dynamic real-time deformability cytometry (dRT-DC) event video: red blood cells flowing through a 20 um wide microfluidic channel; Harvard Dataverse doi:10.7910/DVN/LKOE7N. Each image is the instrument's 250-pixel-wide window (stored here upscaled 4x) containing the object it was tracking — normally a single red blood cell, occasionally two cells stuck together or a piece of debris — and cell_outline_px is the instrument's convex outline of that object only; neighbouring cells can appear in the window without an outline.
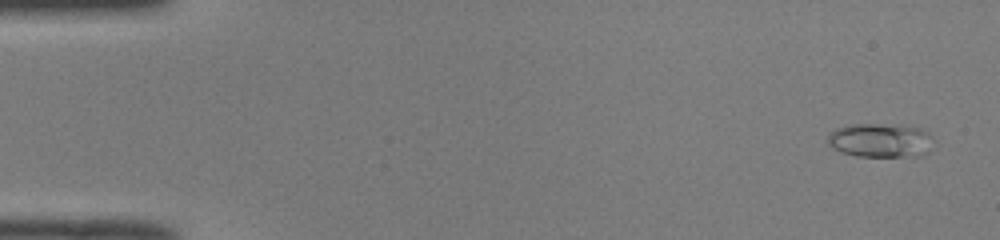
{"species": "common noctule bat (a hibernating species)", "species_latin": "Nyctalus noctula", "temperature_condition": "room temperature", "stored_images_in_passage": 41, "camera_frame_rate_fps": 3000, "um_per_image_px": 0.085, "animal": {"sex": "male", "body_mass_g": 19.0, "forearm_length_mm": 50.8}, "frame": {"image": 1, "passage_image": 2, "time_ms": 0.333, "image_size_px": [1000, 240], "cell_outline_px": [[936, 140], [928, 152], [924, 156], [856, 156], [840, 152], [832, 148], [828, 144], [828, 136], [836, 128], [852, 124], [876, 124], [920, 128], [928, 132]], "centroid_in_image_um": [74.87, 11.95], "position_along_channel_um": 10.1, "area_um2": 21.1}}
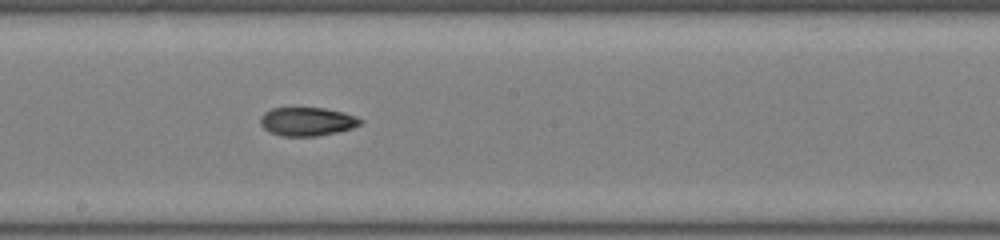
{"frame": {"image": 2, "passage_image": 28, "time_ms": 9.0, "image_size_px": [1000, 240], "cell_outline_px": [[364, 120], [360, 124], [352, 128], [336, 132], [316, 136], [280, 136], [264, 128], [260, 124], [260, 116], [264, 112], [272, 108], [324, 108], [344, 112], [356, 116]], "centroid_in_image_um": [26.11, 10.32], "position_along_channel_um": 222.1, "area_um2": 16.65}}
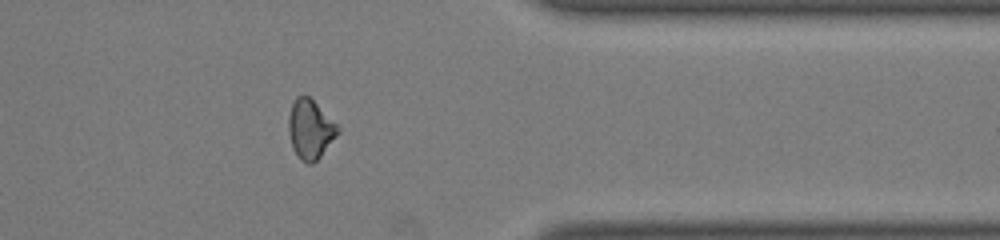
{"frame": {"image": 3, "passage_image": 41, "time_ms": 13.333, "image_size_px": [1000, 240], "cell_outline_px": [[340, 132], [320, 156], [312, 164], [308, 164], [300, 160], [292, 148], [288, 132], [288, 116], [292, 104], [296, 96], [308, 96], [340, 128]], "centroid_in_image_um": [26.34, 11.01], "position_along_channel_um": 385.1, "area_um2": 16.82}, "authors_computed_cell_mechanics": {"area_um2": 16.8776, "velocity_mm_per_s": 4.0293, "shape_relaxation_time_tau1_ms": null, "shape_relaxation_time_tau2_ms": 4.9245, "deformation_change_tau1": null, "deformation_change_tau2": 0.1185}}